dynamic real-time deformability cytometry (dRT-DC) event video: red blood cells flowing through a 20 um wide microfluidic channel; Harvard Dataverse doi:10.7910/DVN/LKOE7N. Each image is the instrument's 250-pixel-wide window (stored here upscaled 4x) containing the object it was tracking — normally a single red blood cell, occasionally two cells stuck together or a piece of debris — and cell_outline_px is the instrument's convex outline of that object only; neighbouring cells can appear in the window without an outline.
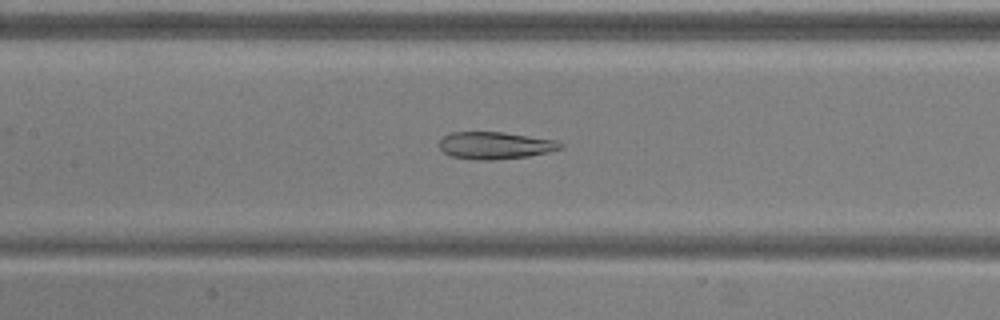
{"species": "common noctule bat (a hibernating species)", "species_latin": "Nyctalus noctula", "temperature_condition": "warm", "stored_images_in_passage": 21, "camera_frame_rate_fps": 3000, "um_per_image_px": 0.085, "animal": {"sex": "male", "body_mass_g": 20.5, "forearm_length_mm": 52.5}, "frame": {"image": 1, "passage_image": 9, "time_ms": 2.667, "image_size_px": [1000, 320], "cell_outline_px": [[564, 148], [548, 152], [528, 156], [492, 160], [476, 160], [452, 156], [444, 152], [440, 148], [440, 140], [444, 136], [452, 132], [504, 132], [556, 140], [564, 144]], "centroid_in_image_um": [42.12, 12.36], "position_along_channel_um": 165.3, "area_um2": 19.19}}
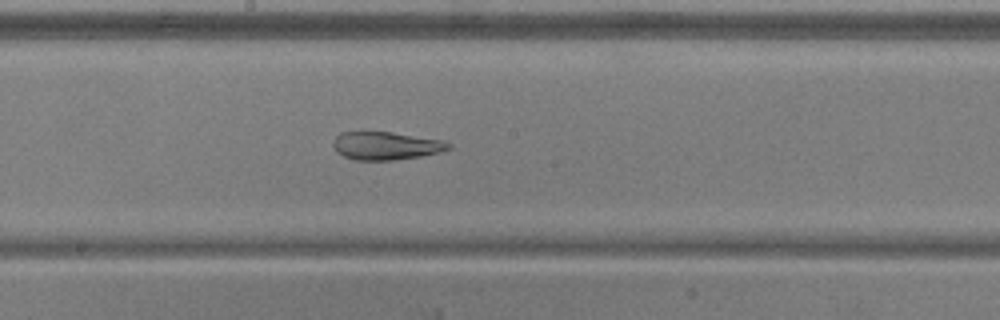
{"frame": {"image": 2, "passage_image": 13, "time_ms": 4.0, "image_size_px": [1000, 320], "cell_outline_px": [[452, 148], [440, 152], [420, 156], [396, 160], [356, 160], [344, 156], [336, 152], [332, 144], [336, 136], [340, 132], [392, 132], [444, 140], [452, 144]], "centroid_in_image_um": [32.83, 12.39], "position_along_channel_um": 215.4, "area_um2": 18.96}}